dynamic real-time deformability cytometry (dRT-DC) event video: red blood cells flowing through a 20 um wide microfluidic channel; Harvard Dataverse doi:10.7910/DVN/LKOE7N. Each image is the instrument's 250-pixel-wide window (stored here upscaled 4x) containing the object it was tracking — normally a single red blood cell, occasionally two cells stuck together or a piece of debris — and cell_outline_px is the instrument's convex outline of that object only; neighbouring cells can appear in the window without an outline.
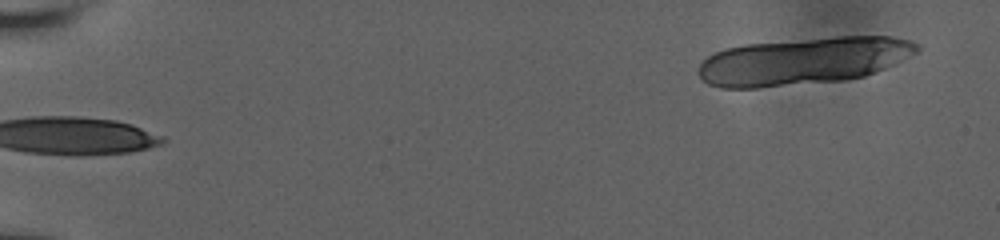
{"species": "human", "species_latin": "Homo sapiens", "temperature_condition": "room temperature", "stored_images_in_passage": 15, "segment_of_instrument_passage": [2, 2], "camera_frame_rate_fps": 3000, "um_per_image_px": 0.085, "donor": {"sex": "male"}, "frame": {"image": 1, "passage_image": 15, "time_ms": 7.333, "image_size_px": [1000, 240], "cell_outline_px": [[920, 48], [916, 52], [876, 72], [864, 76], [844, 80], [760, 88], [720, 88], [708, 84], [696, 72], [700, 64], [708, 56], [724, 48], [744, 44], [836, 36], [892, 36], [908, 40], [920, 44]], "centroid_in_image_um": [68.23, 5.18], "position_along_channel_um": 16.8, "area_um2": 60.4}}